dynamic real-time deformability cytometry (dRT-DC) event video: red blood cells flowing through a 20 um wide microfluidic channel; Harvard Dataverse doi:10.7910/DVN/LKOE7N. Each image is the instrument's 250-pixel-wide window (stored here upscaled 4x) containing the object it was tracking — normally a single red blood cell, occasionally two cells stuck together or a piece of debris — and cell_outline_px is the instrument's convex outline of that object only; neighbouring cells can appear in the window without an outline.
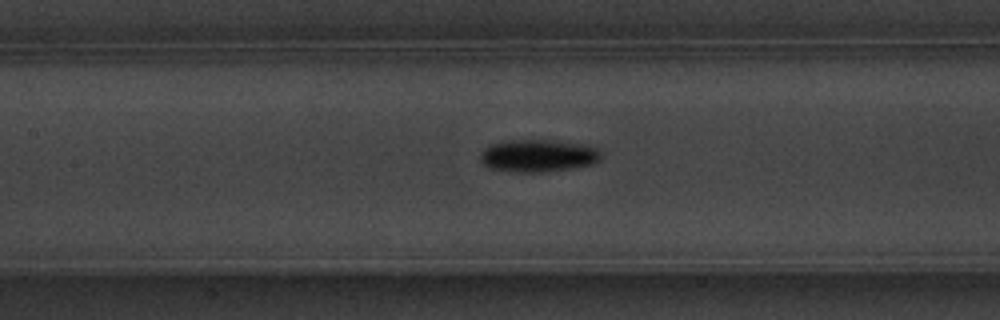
{"species": "common noctule bat (a hibernating species)", "species_latin": "Nyctalus noctula", "temperature_condition": "warm", "stored_images_in_passage": 43, "camera_frame_rate_fps": 3000, "um_per_image_px": 0.085, "animal": {"sex": "male", "body_mass_g": 20.1, "forearm_length_mm": 53.5}, "frame": {"image": 1, "passage_image": 13, "time_ms": 4.0, "image_size_px": [1000, 320], "cell_outline_px": [[604, 156], [600, 160], [592, 164], [572, 168], [544, 172], [516, 172], [488, 168], [480, 160], [480, 152], [484, 148], [492, 144], [508, 140], [552, 140], [588, 144], [600, 148]], "centroid_in_image_um": [45.8, 13.22], "position_along_channel_um": 161.6, "area_um2": 23.29}}
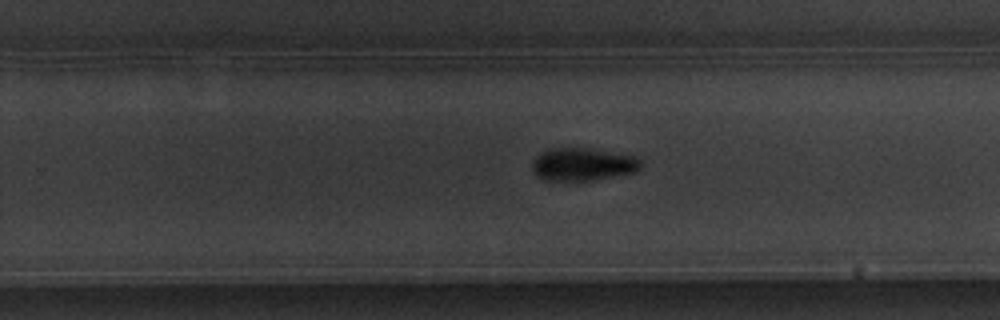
{"frame": {"image": 2, "passage_image": 23, "time_ms": 7.333, "image_size_px": [1000, 320], "cell_outline_px": [[640, 168], [636, 172], [592, 180], [544, 180], [536, 176], [532, 172], [532, 160], [536, 156], [548, 148], [588, 148], [636, 156], [640, 160]], "centroid_in_image_um": [49.5, 13.96], "position_along_channel_um": 280.3, "area_um2": 20.81}}
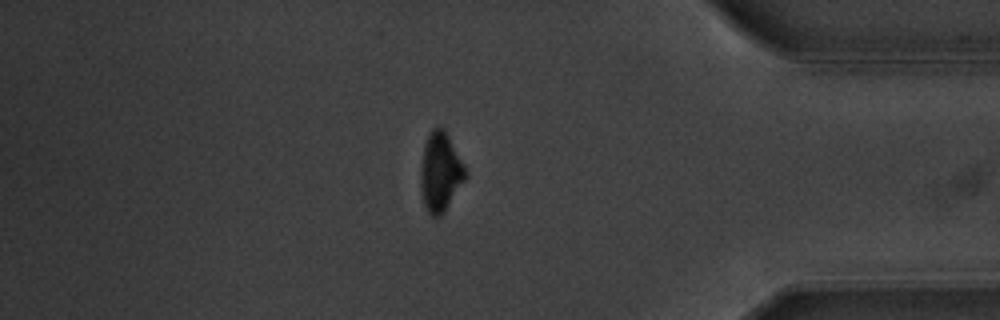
{"frame": {"image": 3, "passage_image": 35, "time_ms": 11.333, "image_size_px": [1000, 320], "cell_outline_px": [[468, 176], [444, 212], [440, 216], [432, 216], [428, 212], [424, 204], [420, 184], [420, 172], [424, 144], [432, 128], [444, 128], [464, 164], [468, 172]], "centroid_in_image_um": [37.44, 14.63], "position_along_channel_um": 397.8, "area_um2": 20.63}}